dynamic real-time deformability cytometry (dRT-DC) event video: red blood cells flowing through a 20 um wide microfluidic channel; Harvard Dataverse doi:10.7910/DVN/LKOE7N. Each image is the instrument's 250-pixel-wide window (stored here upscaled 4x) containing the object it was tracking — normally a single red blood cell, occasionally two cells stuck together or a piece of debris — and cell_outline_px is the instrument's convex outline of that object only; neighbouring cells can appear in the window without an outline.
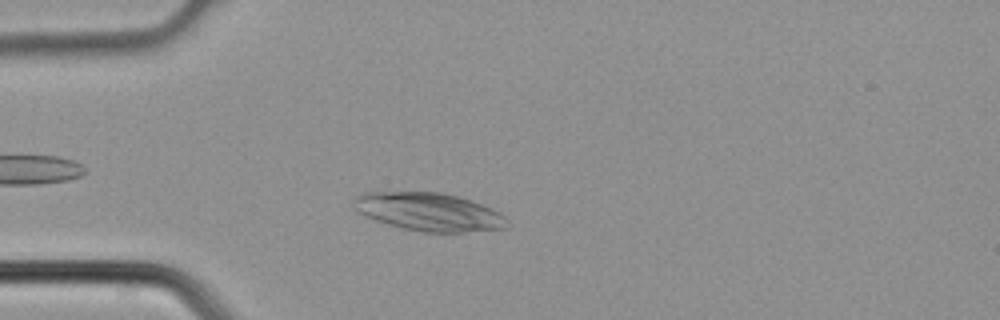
{"species": "common noctule bat (a hibernating species)", "species_latin": "Nyctalus noctula", "temperature_condition": "cold", "stored_images_in_passage": 1, "camera_frame_rate_fps": 3000, "um_per_image_px": 0.085, "animal": {"sex": "male", "body_mass_g": 21.5, "forearm_length_mm": 52.0}, "frame": {"image": 1, "passage_image": 1, "time_ms": 0.0, "image_size_px": [1000, 320], "cell_outline_px": [[512, 224], [508, 228], [464, 232], [420, 232], [388, 224], [364, 216], [356, 212], [352, 208], [352, 200], [356, 196], [364, 192], [440, 192], [456, 196], [492, 208], [500, 212]], "centroid_in_image_um": [36.44, 18.01], "position_along_channel_um": 48.6, "area_um2": 34.33}}